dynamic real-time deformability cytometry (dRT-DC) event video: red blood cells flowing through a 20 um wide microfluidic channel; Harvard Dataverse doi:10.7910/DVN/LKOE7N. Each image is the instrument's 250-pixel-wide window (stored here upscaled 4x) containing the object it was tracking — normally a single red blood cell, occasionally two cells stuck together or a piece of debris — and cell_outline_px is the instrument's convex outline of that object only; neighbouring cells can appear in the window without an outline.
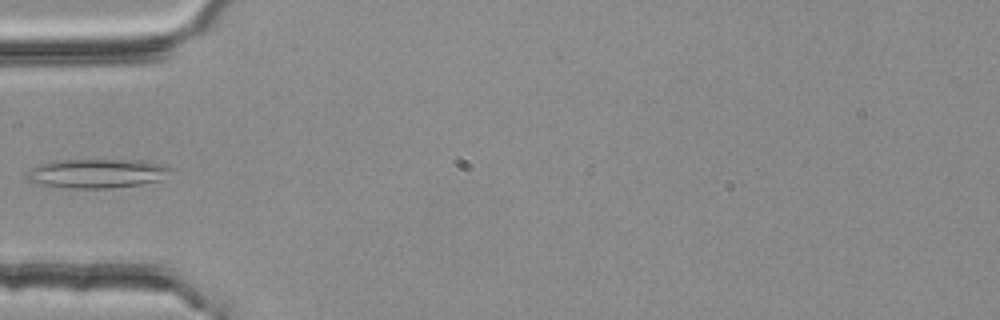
{"species": "common noctule bat (a hibernating species)", "species_latin": "Nyctalus noctula", "temperature_condition": "room temperature", "stored_images_in_passage": 3, "camera_frame_rate_fps": 3000, "um_per_image_px": 0.085, "animal": {"sex": "female", "body_mass_g": 25.1}, "frame": {"image": 1, "passage_image": 3, "time_ms": 0.667, "image_size_px": [1000, 320], "cell_outline_px": [[176, 168], [164, 180], [140, 184], [108, 188], [68, 188], [36, 184], [28, 180], [28, 176], [32, 168], [40, 164], [52, 160], [144, 160]], "centroid_in_image_um": [8.32, 14.74], "position_along_channel_um": 76.7, "area_um2": 24.62}}